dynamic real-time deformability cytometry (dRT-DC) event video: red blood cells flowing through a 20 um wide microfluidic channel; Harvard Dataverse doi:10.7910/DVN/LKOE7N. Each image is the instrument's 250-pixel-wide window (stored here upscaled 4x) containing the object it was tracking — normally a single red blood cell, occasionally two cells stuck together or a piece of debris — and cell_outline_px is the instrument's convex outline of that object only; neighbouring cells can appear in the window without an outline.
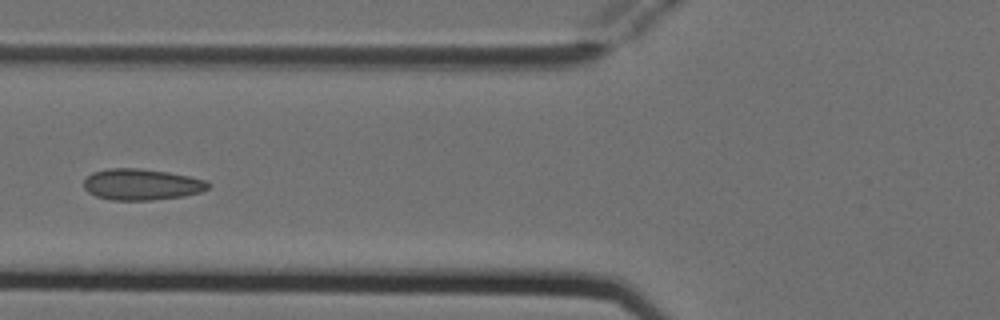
{"species": "Egyptian fruit bat (a non-hibernating species)", "species_latin": "Rousettus aegyptiacus", "temperature_condition": "cold", "stored_images_in_passage": 5, "camera_frame_rate_fps": 3000, "um_per_image_px": 0.085, "animal": {"sex": "female"}, "frame": {"image": 1, "passage_image": 5, "time_ms": 1.333, "image_size_px": [1000, 320], "cell_outline_px": [[212, 184], [208, 188], [200, 192], [184, 196], [152, 200], [112, 200], [96, 196], [88, 192], [84, 188], [84, 180], [92, 172], [108, 168], [140, 168], [168, 172], [188, 176], [204, 180]], "centroid_in_image_um": [12.02, 15.67], "position_along_channel_um": 113.8, "area_um2": 22.66}}